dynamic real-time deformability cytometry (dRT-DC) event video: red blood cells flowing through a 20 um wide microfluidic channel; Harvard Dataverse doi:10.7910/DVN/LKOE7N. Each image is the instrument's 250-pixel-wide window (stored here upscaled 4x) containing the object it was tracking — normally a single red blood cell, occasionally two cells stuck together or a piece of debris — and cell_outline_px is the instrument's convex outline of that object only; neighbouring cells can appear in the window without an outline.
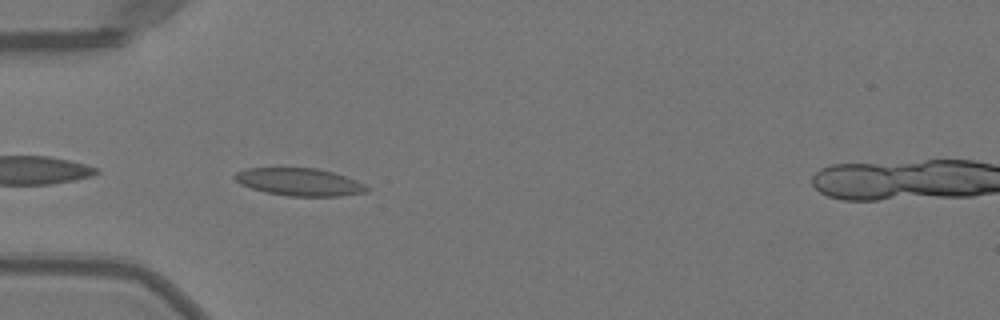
{"species": "Egyptian fruit bat (a non-hibernating species)", "species_latin": "Rousettus aegyptiacus", "temperature_condition": "warm", "stored_images_in_passage": 38, "camera_frame_rate_fps": 3000, "um_per_image_px": 0.085, "animal": {"sex": "female"}, "frame": {"image": 1, "passage_image": 2, "time_ms": 0.333, "image_size_px": [1000, 320], "cell_outline_px": [[368, 192], [340, 196], [288, 196], [264, 192], [240, 184], [232, 176], [236, 172], [248, 168], [316, 168], [332, 172], [356, 180], [364, 184], [368, 188]], "centroid_in_image_um": [25.43, 15.47], "position_along_channel_um": 59.6, "area_um2": 21.15}}
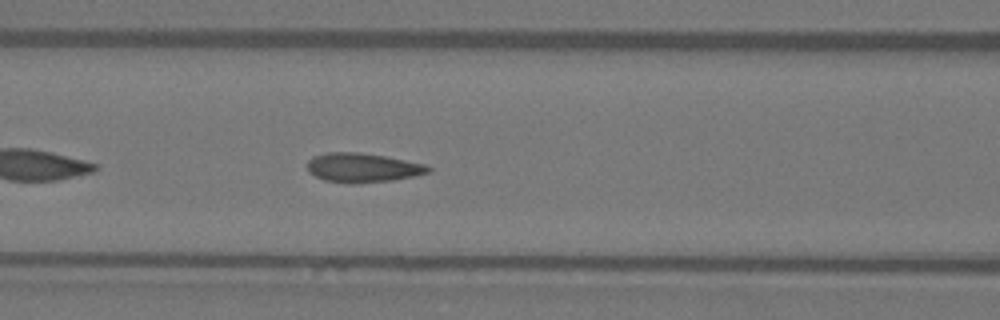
{"frame": {"image": 2, "passage_image": 8, "time_ms": 2.333, "image_size_px": [1000, 320], "cell_outline_px": [[432, 172], [416, 176], [392, 180], [356, 184], [352, 184], [324, 180], [308, 172], [308, 160], [312, 156], [328, 152], [356, 152], [384, 156], [424, 164], [432, 168]], "centroid_in_image_um": [30.83, 14.26], "position_along_channel_um": 135.8, "area_um2": 20.69}}
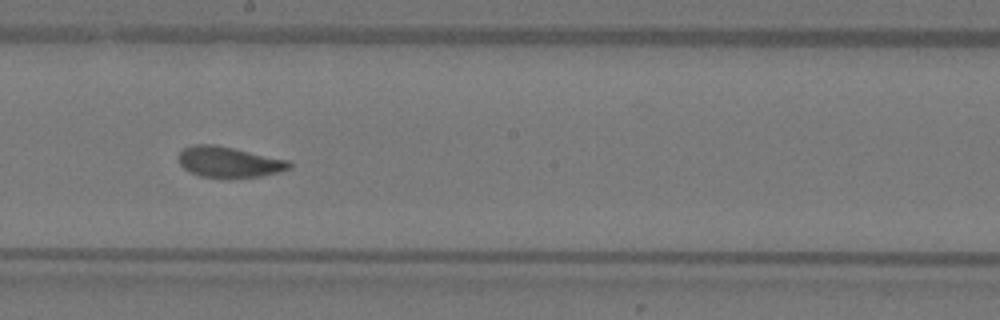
{"frame": {"image": 3, "passage_image": 15, "time_ms": 4.667, "image_size_px": [1000, 320], "cell_outline_px": [[292, 168], [280, 172], [260, 176], [200, 176], [184, 168], [180, 164], [180, 152], [184, 148], [192, 144], [212, 144], [232, 148], [288, 160], [292, 164]], "centroid_in_image_um": [19.49, 13.75], "position_along_channel_um": 228.7, "area_um2": 19.19}}